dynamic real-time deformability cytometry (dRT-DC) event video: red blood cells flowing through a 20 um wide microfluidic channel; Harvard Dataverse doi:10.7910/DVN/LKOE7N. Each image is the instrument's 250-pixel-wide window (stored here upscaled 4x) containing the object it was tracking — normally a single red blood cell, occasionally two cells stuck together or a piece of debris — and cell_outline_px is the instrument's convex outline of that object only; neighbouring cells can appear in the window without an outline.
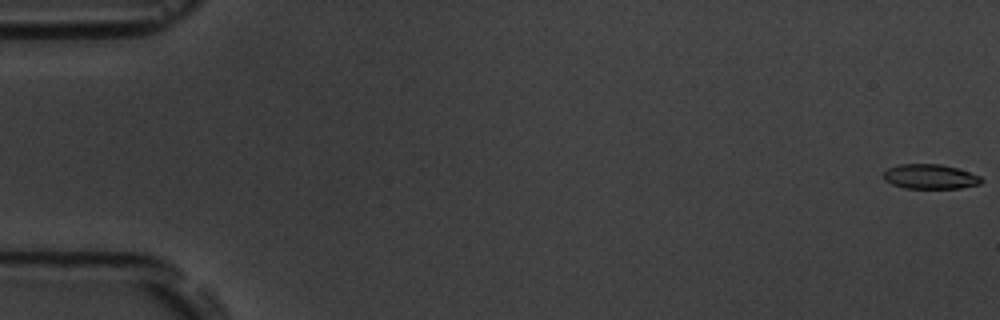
{"species": "common noctule bat (a hibernating species)", "species_latin": "Nyctalus noctula", "temperature_condition": "room temperature", "stored_images_in_passage": 55, "camera_frame_rate_fps": 3000, "um_per_image_px": 0.085, "animal": {"sex": "male", "body_mass_g": 19.5, "forearm_length_mm": 54.6}, "frame": {"image": 1, "passage_image": 1, "time_ms": 0.0, "image_size_px": [1000, 320], "cell_outline_px": [[984, 180], [980, 184], [960, 188], [904, 188], [892, 184], [884, 180], [884, 172], [888, 168], [900, 164], [940, 164], [956, 168], [980, 176]], "centroid_in_image_um": [79.06, 15.01], "position_along_channel_um": 5.9, "area_um2": 13.99}}
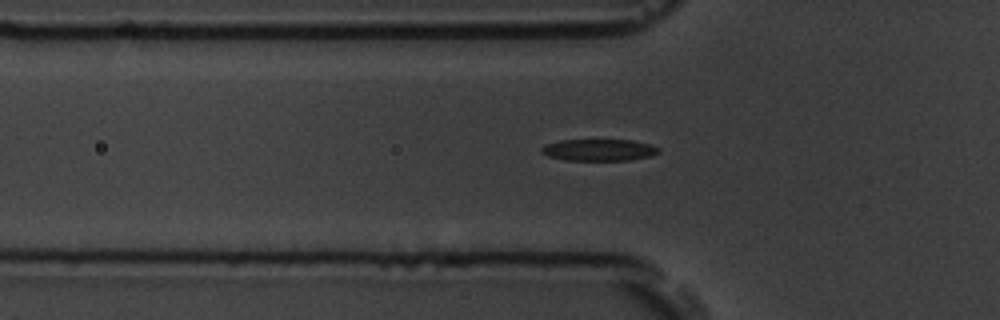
{"frame": {"image": 2, "passage_image": 19, "time_ms": 6.0, "image_size_px": [1000, 320], "cell_outline_px": [[660, 152], [652, 156], [628, 160], [564, 160], [548, 156], [540, 152], [540, 148], [544, 144], [560, 140], [632, 140], [648, 144], [660, 148]], "centroid_in_image_um": [50.88, 12.74], "position_along_channel_um": 74.9, "area_um2": 14.91}}
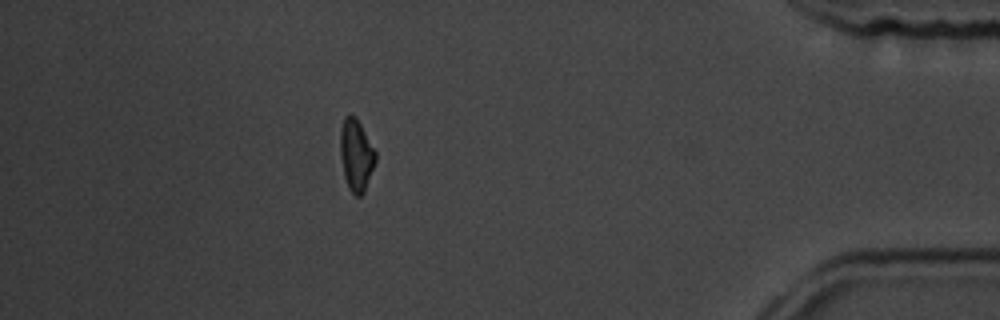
{"frame": {"image": 3, "passage_image": 49, "time_ms": 16.0, "image_size_px": [1000, 320], "cell_outline_px": [[376, 160], [364, 192], [360, 196], [356, 196], [348, 188], [344, 176], [340, 156], [340, 128], [344, 116], [356, 116], [376, 152]], "centroid_in_image_um": [30.26, 13.18], "position_along_channel_um": 404.9, "area_um2": 14.74}, "authors_computed_cell_mechanics": {"area_um2": 14.7968, "velocity_mm_per_s": 3.7641, "shape_relaxation_time_tau1_ms": 2.7171, "shape_relaxation_time_tau2_ms": 5.0854, "deformation_change_tau1": 0.1279, "deformation_change_tau2": 0.1269}}